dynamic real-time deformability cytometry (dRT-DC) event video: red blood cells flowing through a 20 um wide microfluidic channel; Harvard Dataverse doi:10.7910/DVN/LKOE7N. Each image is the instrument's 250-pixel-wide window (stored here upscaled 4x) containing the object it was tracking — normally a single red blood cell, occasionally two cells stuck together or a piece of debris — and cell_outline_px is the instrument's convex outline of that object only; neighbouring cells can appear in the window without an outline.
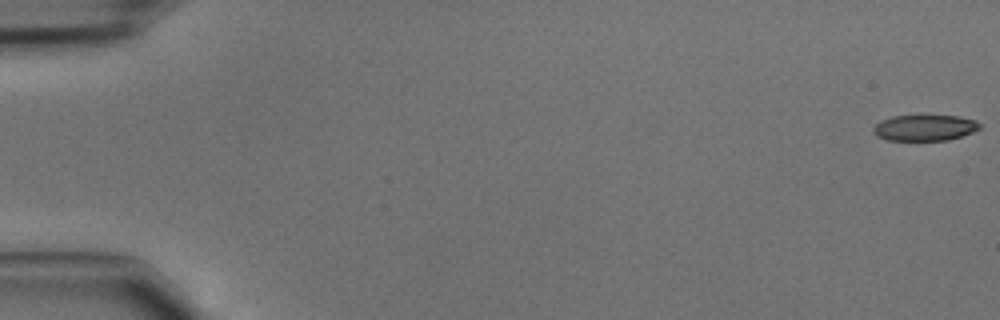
{"species": "common noctule bat (a hibernating species)", "species_latin": "Nyctalus noctula", "temperature_condition": "cold", "stored_images_in_passage": 47, "camera_frame_rate_fps": 3000, "um_per_image_px": 0.085, "animal": {"sex": "male", "body_mass_g": 15.6}, "frame": {"image": 1, "passage_image": 1, "time_ms": 0.0, "image_size_px": [1000, 320], "cell_outline_px": [[980, 128], [972, 132], [948, 140], [888, 140], [876, 136], [872, 132], [872, 128], [880, 120], [892, 116], [956, 116], [976, 120], [980, 124]], "centroid_in_image_um": [78.55, 10.86], "position_along_channel_um": 6.4, "area_um2": 16.01}}
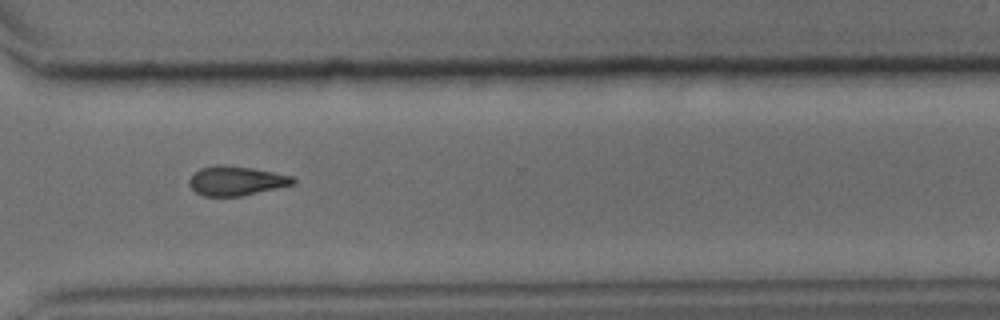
{"frame": {"image": 2, "passage_image": 35, "time_ms": 11.333, "image_size_px": [1000, 320], "cell_outline_px": [[296, 180], [292, 184], [240, 196], [204, 196], [196, 192], [188, 184], [188, 180], [200, 168], [216, 164], [224, 164], [252, 168], [292, 176]], "centroid_in_image_um": [20.02, 15.35], "position_along_channel_um": 350.6, "area_um2": 17.51}}
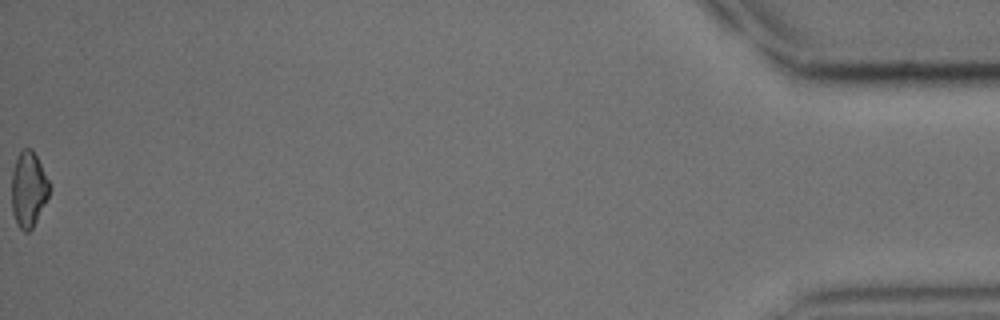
{"frame": {"image": 3, "passage_image": 47, "time_ms": 15.333, "image_size_px": [1000, 320], "cell_outline_px": [[52, 188], [32, 228], [28, 232], [24, 232], [20, 228], [12, 212], [12, 172], [16, 160], [20, 152], [24, 148], [32, 148]], "centroid_in_image_um": [2.42, 16.08], "position_along_channel_um": 432.8, "area_um2": 16.3}}